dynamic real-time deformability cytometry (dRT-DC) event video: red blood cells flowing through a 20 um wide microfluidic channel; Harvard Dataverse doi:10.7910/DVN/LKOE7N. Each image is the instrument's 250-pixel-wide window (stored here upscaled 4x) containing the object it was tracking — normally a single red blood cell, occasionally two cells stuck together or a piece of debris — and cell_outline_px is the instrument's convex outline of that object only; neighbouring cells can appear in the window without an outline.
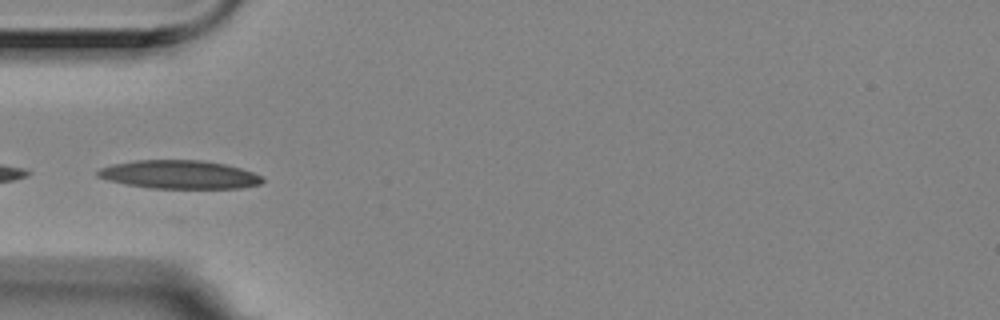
{"species": "Egyptian fruit bat (a non-hibernating species)", "species_latin": "Rousettus aegyptiacus", "temperature_condition": "room temperature", "stored_images_in_passage": 6, "camera_frame_rate_fps": 3000, "um_per_image_px": 0.085, "animal": {"sex": "female"}, "frame": {"image": 1, "passage_image": 4, "time_ms": 1.0, "image_size_px": [1000, 320], "cell_outline_px": [[264, 180], [260, 184], [240, 188], [152, 188], [128, 184], [108, 180], [96, 176], [96, 172], [100, 168], [112, 164], [136, 160], [200, 160], [224, 164], [240, 168], [264, 176]], "centroid_in_image_um": [15.25, 14.83], "position_along_channel_um": 69.7, "area_um2": 27.17}}
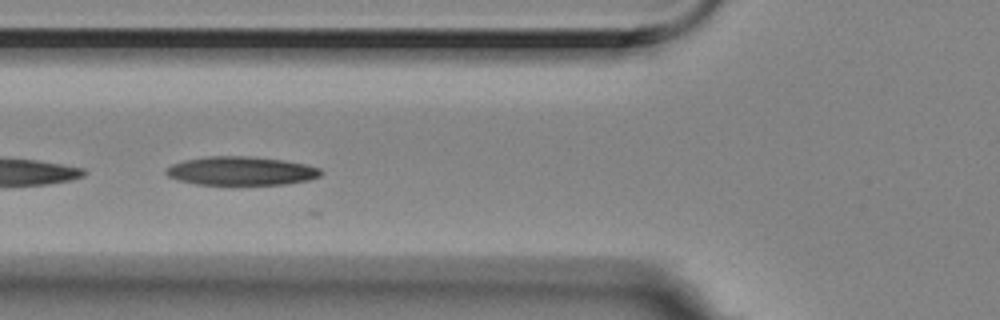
{"frame": {"image": 2, "passage_image": 5, "time_ms": 1.333, "image_size_px": [1000, 320], "cell_outline_px": [[324, 172], [320, 176], [308, 180], [288, 184], [196, 184], [180, 180], [168, 176], [164, 172], [172, 164], [184, 160], [208, 156], [248, 156], [284, 160], [304, 164], [320, 168]], "centroid_in_image_um": [20.52, 14.52], "position_along_channel_um": 105.3, "area_um2": 25.72}}